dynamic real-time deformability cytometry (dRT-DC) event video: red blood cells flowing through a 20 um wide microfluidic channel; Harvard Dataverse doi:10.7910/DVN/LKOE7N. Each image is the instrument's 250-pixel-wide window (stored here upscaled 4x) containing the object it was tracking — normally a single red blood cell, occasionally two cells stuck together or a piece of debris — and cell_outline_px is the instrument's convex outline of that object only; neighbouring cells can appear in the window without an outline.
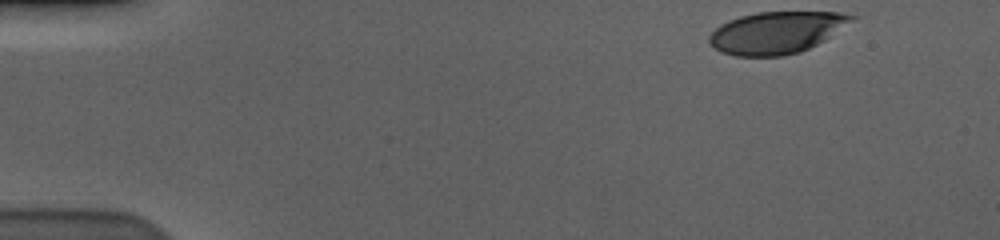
{"species": "human", "species_latin": "Homo sapiens", "temperature_condition": "cold", "stored_images_in_passage": 44, "camera_frame_rate_fps": 3000, "um_per_image_px": 0.085, "donor": {"sex": "male"}, "frame": {"image": 1, "passage_image": 1, "time_ms": 0.0, "image_size_px": [1000, 240], "cell_outline_px": [[860, 16], [824, 40], [800, 52], [780, 56], [736, 56], [720, 52], [708, 40], [708, 36], [720, 24], [728, 20], [740, 16], [756, 12], [840, 12]], "centroid_in_image_um": [66.0, 2.75], "position_along_channel_um": 19.0, "area_um2": 34.74}}
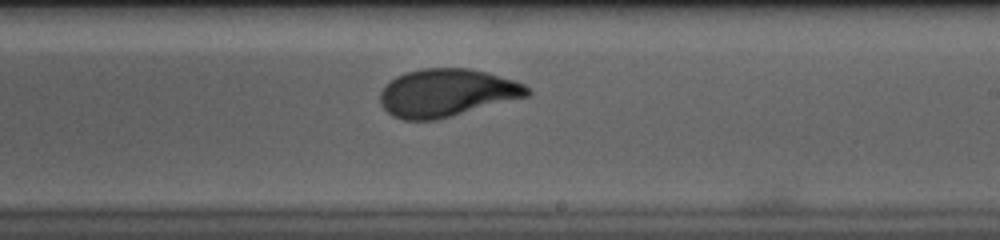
{"frame": {"image": 2, "passage_image": 30, "time_ms": 9.667, "image_size_px": [1000, 240], "cell_outline_px": [[532, 96], [436, 120], [404, 120], [392, 116], [380, 104], [380, 92], [396, 76], [408, 72], [424, 68], [468, 68], [488, 72], [516, 80], [524, 84], [532, 92]], "centroid_in_image_um": [38.04, 7.89], "position_along_channel_um": 251.0, "area_um2": 41.27}}
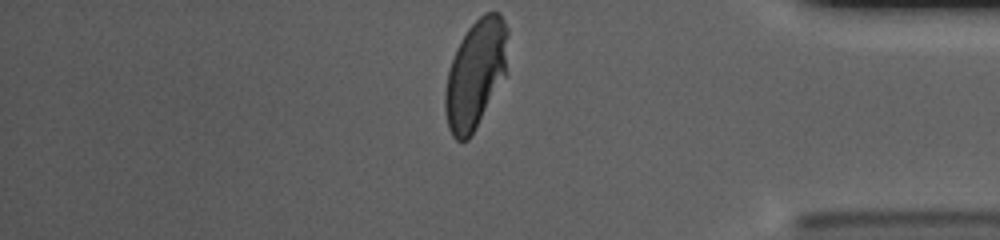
{"frame": {"image": 3, "passage_image": 44, "time_ms": 14.333, "image_size_px": [1000, 240], "cell_outline_px": [[508, 32], [504, 76], [468, 140], [456, 140], [452, 136], [448, 128], [444, 108], [444, 92], [448, 72], [456, 48], [460, 40], [468, 28], [484, 12], [500, 12], [508, 28]], "centroid_in_image_um": [40.39, 6.25], "position_along_channel_um": 394.8, "area_um2": 39.07}, "authors_computed_cell_mechanics": {"area_um2": 40.46, "velocity_mm_per_s": 3.5916, "shape_relaxation_time_tau1_ms": 3.9648, "shape_relaxation_time_tau2_ms": 0.7731, "deformation_change_tau1": 0.1905, "deformation_change_tau2": 0.0615}}